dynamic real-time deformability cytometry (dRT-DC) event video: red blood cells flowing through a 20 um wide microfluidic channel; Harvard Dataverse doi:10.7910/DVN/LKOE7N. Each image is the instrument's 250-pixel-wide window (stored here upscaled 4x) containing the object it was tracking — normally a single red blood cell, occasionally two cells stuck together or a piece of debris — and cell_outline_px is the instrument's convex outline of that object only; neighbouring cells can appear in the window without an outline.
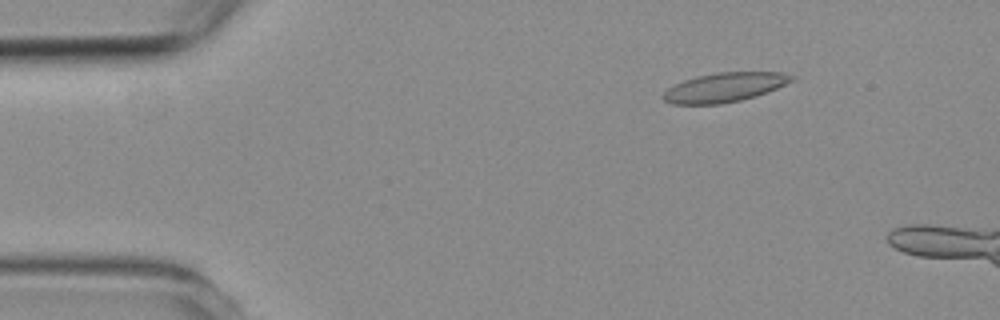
{"species": "common noctule bat (a hibernating species)", "species_latin": "Nyctalus noctula", "temperature_condition": "room temperature", "stored_images_in_passage": 4, "camera_frame_rate_fps": 3000, "um_per_image_px": 0.085, "animal": {"sex": "female", "body_mass_g": 19.3, "forearm_length_mm": 54.1}, "frame": {"image": 1, "passage_image": 1, "time_ms": 0.0, "image_size_px": [1000, 320], "cell_outline_px": [[796, 80], [768, 92], [756, 96], [740, 100], [720, 104], [672, 104], [664, 100], [660, 96], [668, 88], [684, 80], [716, 72], [784, 72], [796, 76]], "centroid_in_image_um": [61.64, 7.42], "position_along_channel_um": 23.4, "area_um2": 22.02}}